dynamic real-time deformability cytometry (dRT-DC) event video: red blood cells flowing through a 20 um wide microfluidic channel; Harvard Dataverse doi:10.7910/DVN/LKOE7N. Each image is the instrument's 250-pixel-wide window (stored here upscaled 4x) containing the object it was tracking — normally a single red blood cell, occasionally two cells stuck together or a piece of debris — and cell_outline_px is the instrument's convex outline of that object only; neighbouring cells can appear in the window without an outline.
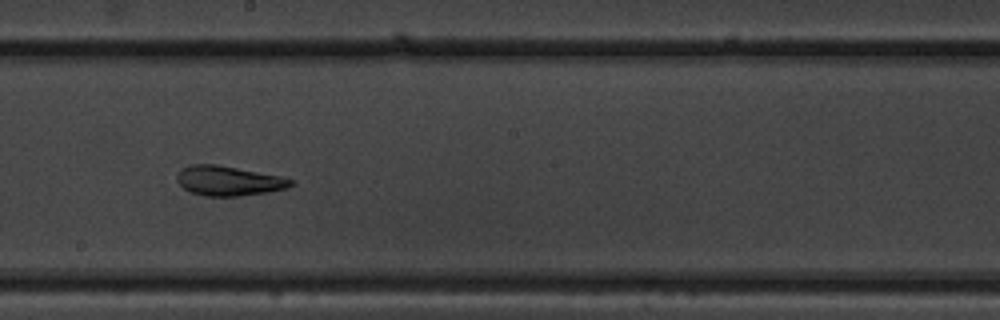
{"species": "common noctule bat (a hibernating species)", "species_latin": "Nyctalus noctula", "temperature_condition": "warm", "stored_images_in_passage": 36, "camera_frame_rate_fps": 3000, "um_per_image_px": 0.085, "animal": {"sex": "male", "body_mass_g": 19.5, "forearm_length_mm": 54.6}, "frame": {"image": 1, "passage_image": 16, "time_ms": 5.0, "image_size_px": [1000, 320], "cell_outline_px": [[296, 184], [288, 188], [268, 192], [236, 196], [204, 196], [188, 192], [176, 180], [176, 176], [180, 168], [188, 164], [216, 164], [280, 176], [296, 180]], "centroid_in_image_um": [19.42, 15.37], "position_along_channel_um": 228.8, "area_um2": 20.0}}
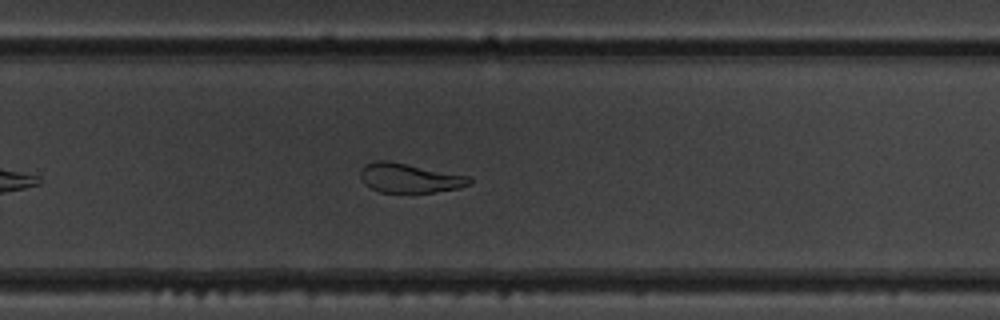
{"frame": {"image": 2, "passage_image": 21, "time_ms": 6.667, "image_size_px": [1000, 320], "cell_outline_px": [[472, 184], [460, 188], [432, 192], [380, 192], [364, 184], [360, 176], [360, 172], [364, 164], [376, 160], [388, 160], [468, 176], [472, 180]], "centroid_in_image_um": [34.79, 15.12], "position_along_channel_um": 295.0, "area_um2": 18.61}}
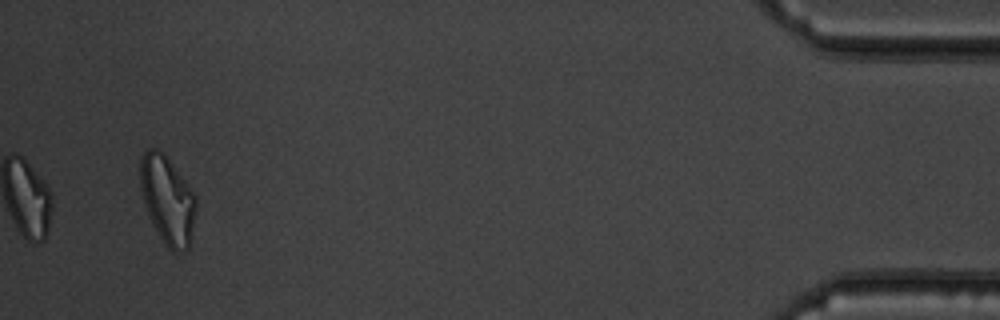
{"frame": {"image": 3, "passage_image": 36, "time_ms": 11.667, "image_size_px": [1000, 320], "cell_outline_px": [[196, 212], [192, 236], [188, 248], [184, 252], [172, 252], [164, 244], [152, 224], [140, 188], [140, 160], [144, 152], [148, 148], [156, 148], [164, 152], [196, 196]], "centroid_in_image_um": [14.25, 17.0], "position_along_channel_um": 421.0, "area_um2": 28.73}, "authors_computed_cell_mechanics": {"area_um2": 21.0392, "velocity_mm_per_s": 3.9869, "shape_relaxation_time_tau1_ms": null, "shape_relaxation_time_tau2_ms": 2.3046, "deformation_change_tau1": null, "deformation_change_tau2": 0.0932}}